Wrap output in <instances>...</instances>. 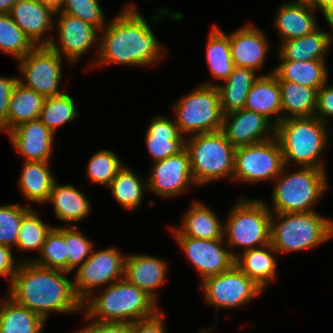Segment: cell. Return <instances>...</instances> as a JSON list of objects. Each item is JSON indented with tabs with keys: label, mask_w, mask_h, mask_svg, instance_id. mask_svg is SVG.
<instances>
[{
	"label": "cell",
	"mask_w": 333,
	"mask_h": 333,
	"mask_svg": "<svg viewBox=\"0 0 333 333\" xmlns=\"http://www.w3.org/2000/svg\"><path fill=\"white\" fill-rule=\"evenodd\" d=\"M120 12L99 32V51L92 67L122 64L154 67L166 55L148 21L133 3L125 4ZM166 49V50H165Z\"/></svg>",
	"instance_id": "cell-1"
},
{
	"label": "cell",
	"mask_w": 333,
	"mask_h": 333,
	"mask_svg": "<svg viewBox=\"0 0 333 333\" xmlns=\"http://www.w3.org/2000/svg\"><path fill=\"white\" fill-rule=\"evenodd\" d=\"M71 274L59 269L47 268L32 261L21 262L7 296L15 303L39 315L45 322L51 312L82 313V302L76 296Z\"/></svg>",
	"instance_id": "cell-2"
},
{
	"label": "cell",
	"mask_w": 333,
	"mask_h": 333,
	"mask_svg": "<svg viewBox=\"0 0 333 333\" xmlns=\"http://www.w3.org/2000/svg\"><path fill=\"white\" fill-rule=\"evenodd\" d=\"M98 290L82 302L85 320L133 323L160 310L151 296L124 278Z\"/></svg>",
	"instance_id": "cell-3"
},
{
	"label": "cell",
	"mask_w": 333,
	"mask_h": 333,
	"mask_svg": "<svg viewBox=\"0 0 333 333\" xmlns=\"http://www.w3.org/2000/svg\"><path fill=\"white\" fill-rule=\"evenodd\" d=\"M316 116L289 118L277 126V137L284 165L295 162L299 167L326 169L322 153L328 147L329 127Z\"/></svg>",
	"instance_id": "cell-4"
},
{
	"label": "cell",
	"mask_w": 333,
	"mask_h": 333,
	"mask_svg": "<svg viewBox=\"0 0 333 333\" xmlns=\"http://www.w3.org/2000/svg\"><path fill=\"white\" fill-rule=\"evenodd\" d=\"M332 237L333 220L316 211L271 213L270 244L278 254L313 249Z\"/></svg>",
	"instance_id": "cell-5"
},
{
	"label": "cell",
	"mask_w": 333,
	"mask_h": 333,
	"mask_svg": "<svg viewBox=\"0 0 333 333\" xmlns=\"http://www.w3.org/2000/svg\"><path fill=\"white\" fill-rule=\"evenodd\" d=\"M326 173L324 169L313 167H299L297 171L286 173L284 166L273 181L271 213L314 212V206L329 188Z\"/></svg>",
	"instance_id": "cell-6"
},
{
	"label": "cell",
	"mask_w": 333,
	"mask_h": 333,
	"mask_svg": "<svg viewBox=\"0 0 333 333\" xmlns=\"http://www.w3.org/2000/svg\"><path fill=\"white\" fill-rule=\"evenodd\" d=\"M185 149L196 187L220 179L233 180L235 148L221 130L186 137Z\"/></svg>",
	"instance_id": "cell-7"
},
{
	"label": "cell",
	"mask_w": 333,
	"mask_h": 333,
	"mask_svg": "<svg viewBox=\"0 0 333 333\" xmlns=\"http://www.w3.org/2000/svg\"><path fill=\"white\" fill-rule=\"evenodd\" d=\"M262 199L242 197L230 208L224 221V240L228 248L240 252L270 243L271 211Z\"/></svg>",
	"instance_id": "cell-8"
},
{
	"label": "cell",
	"mask_w": 333,
	"mask_h": 333,
	"mask_svg": "<svg viewBox=\"0 0 333 333\" xmlns=\"http://www.w3.org/2000/svg\"><path fill=\"white\" fill-rule=\"evenodd\" d=\"M172 108L173 120L185 137L222 129L223 113L216 86L200 84L175 102Z\"/></svg>",
	"instance_id": "cell-9"
},
{
	"label": "cell",
	"mask_w": 333,
	"mask_h": 333,
	"mask_svg": "<svg viewBox=\"0 0 333 333\" xmlns=\"http://www.w3.org/2000/svg\"><path fill=\"white\" fill-rule=\"evenodd\" d=\"M281 145L273 138L235 149L233 180L241 183L274 181L284 168Z\"/></svg>",
	"instance_id": "cell-10"
},
{
	"label": "cell",
	"mask_w": 333,
	"mask_h": 333,
	"mask_svg": "<svg viewBox=\"0 0 333 333\" xmlns=\"http://www.w3.org/2000/svg\"><path fill=\"white\" fill-rule=\"evenodd\" d=\"M200 283L203 299L209 306L215 307L216 319L218 309L231 310L242 307L264 291L236 265Z\"/></svg>",
	"instance_id": "cell-11"
},
{
	"label": "cell",
	"mask_w": 333,
	"mask_h": 333,
	"mask_svg": "<svg viewBox=\"0 0 333 333\" xmlns=\"http://www.w3.org/2000/svg\"><path fill=\"white\" fill-rule=\"evenodd\" d=\"M125 258L126 255L118 247L110 246L99 251L93 249L91 256L74 271L75 277L72 278L74 292L81 302L98 288L123 279Z\"/></svg>",
	"instance_id": "cell-12"
},
{
	"label": "cell",
	"mask_w": 333,
	"mask_h": 333,
	"mask_svg": "<svg viewBox=\"0 0 333 333\" xmlns=\"http://www.w3.org/2000/svg\"><path fill=\"white\" fill-rule=\"evenodd\" d=\"M63 58L49 46H35L26 56L18 59V68L24 81L19 82L44 98L65 92L60 91L63 79Z\"/></svg>",
	"instance_id": "cell-13"
},
{
	"label": "cell",
	"mask_w": 333,
	"mask_h": 333,
	"mask_svg": "<svg viewBox=\"0 0 333 333\" xmlns=\"http://www.w3.org/2000/svg\"><path fill=\"white\" fill-rule=\"evenodd\" d=\"M55 16L57 18L54 17V30L57 31L58 41L53 38L48 46L62 58L65 56L64 59L71 64L78 62L79 58L94 46L96 49L95 56H92L94 61L88 65L92 68L99 51V30L75 16L61 12L55 13Z\"/></svg>",
	"instance_id": "cell-14"
},
{
	"label": "cell",
	"mask_w": 333,
	"mask_h": 333,
	"mask_svg": "<svg viewBox=\"0 0 333 333\" xmlns=\"http://www.w3.org/2000/svg\"><path fill=\"white\" fill-rule=\"evenodd\" d=\"M176 243L185 253L201 277V282L211 276L228 271L235 265L237 252L227 248L224 239L206 240L186 236H174ZM226 246V248H225Z\"/></svg>",
	"instance_id": "cell-15"
},
{
	"label": "cell",
	"mask_w": 333,
	"mask_h": 333,
	"mask_svg": "<svg viewBox=\"0 0 333 333\" xmlns=\"http://www.w3.org/2000/svg\"><path fill=\"white\" fill-rule=\"evenodd\" d=\"M151 167V172L146 178L148 185L146 192H151L153 195L169 199L189 192L192 186H196L186 149L164 160L153 162Z\"/></svg>",
	"instance_id": "cell-16"
},
{
	"label": "cell",
	"mask_w": 333,
	"mask_h": 333,
	"mask_svg": "<svg viewBox=\"0 0 333 333\" xmlns=\"http://www.w3.org/2000/svg\"><path fill=\"white\" fill-rule=\"evenodd\" d=\"M221 131L236 149L273 138L276 126L264 115L244 108L223 115Z\"/></svg>",
	"instance_id": "cell-17"
},
{
	"label": "cell",
	"mask_w": 333,
	"mask_h": 333,
	"mask_svg": "<svg viewBox=\"0 0 333 333\" xmlns=\"http://www.w3.org/2000/svg\"><path fill=\"white\" fill-rule=\"evenodd\" d=\"M6 134L24 161L50 162L55 134L39 119L21 123Z\"/></svg>",
	"instance_id": "cell-18"
},
{
	"label": "cell",
	"mask_w": 333,
	"mask_h": 333,
	"mask_svg": "<svg viewBox=\"0 0 333 333\" xmlns=\"http://www.w3.org/2000/svg\"><path fill=\"white\" fill-rule=\"evenodd\" d=\"M262 31L258 26L249 22L229 34L230 52L234 66L250 68L256 72L264 66L269 51V42Z\"/></svg>",
	"instance_id": "cell-19"
},
{
	"label": "cell",
	"mask_w": 333,
	"mask_h": 333,
	"mask_svg": "<svg viewBox=\"0 0 333 333\" xmlns=\"http://www.w3.org/2000/svg\"><path fill=\"white\" fill-rule=\"evenodd\" d=\"M35 46H48L55 13L37 0H17L8 13Z\"/></svg>",
	"instance_id": "cell-20"
},
{
	"label": "cell",
	"mask_w": 333,
	"mask_h": 333,
	"mask_svg": "<svg viewBox=\"0 0 333 333\" xmlns=\"http://www.w3.org/2000/svg\"><path fill=\"white\" fill-rule=\"evenodd\" d=\"M168 263L162 257L148 254H127L123 278L145 291L157 303V290L165 283Z\"/></svg>",
	"instance_id": "cell-21"
},
{
	"label": "cell",
	"mask_w": 333,
	"mask_h": 333,
	"mask_svg": "<svg viewBox=\"0 0 333 333\" xmlns=\"http://www.w3.org/2000/svg\"><path fill=\"white\" fill-rule=\"evenodd\" d=\"M144 140L153 162L179 154L185 149L186 137L175 120L159 114L147 126Z\"/></svg>",
	"instance_id": "cell-22"
},
{
	"label": "cell",
	"mask_w": 333,
	"mask_h": 333,
	"mask_svg": "<svg viewBox=\"0 0 333 333\" xmlns=\"http://www.w3.org/2000/svg\"><path fill=\"white\" fill-rule=\"evenodd\" d=\"M315 12L304 0H289L279 6L272 27L282 42L303 37L320 27Z\"/></svg>",
	"instance_id": "cell-23"
},
{
	"label": "cell",
	"mask_w": 333,
	"mask_h": 333,
	"mask_svg": "<svg viewBox=\"0 0 333 333\" xmlns=\"http://www.w3.org/2000/svg\"><path fill=\"white\" fill-rule=\"evenodd\" d=\"M180 227H170L174 236L217 240L224 239V223L210 206L195 200L183 214Z\"/></svg>",
	"instance_id": "cell-24"
},
{
	"label": "cell",
	"mask_w": 333,
	"mask_h": 333,
	"mask_svg": "<svg viewBox=\"0 0 333 333\" xmlns=\"http://www.w3.org/2000/svg\"><path fill=\"white\" fill-rule=\"evenodd\" d=\"M331 31L319 29L303 37L281 42L278 50L279 60L312 61L325 60L333 45V20H326Z\"/></svg>",
	"instance_id": "cell-25"
},
{
	"label": "cell",
	"mask_w": 333,
	"mask_h": 333,
	"mask_svg": "<svg viewBox=\"0 0 333 333\" xmlns=\"http://www.w3.org/2000/svg\"><path fill=\"white\" fill-rule=\"evenodd\" d=\"M244 108L264 115L275 126L282 121L281 91L273 71L261 74L254 82L247 94Z\"/></svg>",
	"instance_id": "cell-26"
},
{
	"label": "cell",
	"mask_w": 333,
	"mask_h": 333,
	"mask_svg": "<svg viewBox=\"0 0 333 333\" xmlns=\"http://www.w3.org/2000/svg\"><path fill=\"white\" fill-rule=\"evenodd\" d=\"M255 70L234 66L232 73L224 80L223 84L207 81L202 85L216 86L223 115L244 109L247 94L259 78Z\"/></svg>",
	"instance_id": "cell-27"
},
{
	"label": "cell",
	"mask_w": 333,
	"mask_h": 333,
	"mask_svg": "<svg viewBox=\"0 0 333 333\" xmlns=\"http://www.w3.org/2000/svg\"><path fill=\"white\" fill-rule=\"evenodd\" d=\"M276 253L269 243L260 248L240 252L235 257V265L264 290L277 279Z\"/></svg>",
	"instance_id": "cell-28"
},
{
	"label": "cell",
	"mask_w": 333,
	"mask_h": 333,
	"mask_svg": "<svg viewBox=\"0 0 333 333\" xmlns=\"http://www.w3.org/2000/svg\"><path fill=\"white\" fill-rule=\"evenodd\" d=\"M48 203L53 205L57 220L68 222L66 226H74L73 222L84 220L92 210L89 199L79 188L59 184L58 181L53 185Z\"/></svg>",
	"instance_id": "cell-29"
},
{
	"label": "cell",
	"mask_w": 333,
	"mask_h": 333,
	"mask_svg": "<svg viewBox=\"0 0 333 333\" xmlns=\"http://www.w3.org/2000/svg\"><path fill=\"white\" fill-rule=\"evenodd\" d=\"M23 162L18 189L29 202L47 204L53 185L57 181L50 169V162Z\"/></svg>",
	"instance_id": "cell-30"
},
{
	"label": "cell",
	"mask_w": 333,
	"mask_h": 333,
	"mask_svg": "<svg viewBox=\"0 0 333 333\" xmlns=\"http://www.w3.org/2000/svg\"><path fill=\"white\" fill-rule=\"evenodd\" d=\"M279 61L280 63L272 69L278 81L296 82L318 91L329 79L326 60Z\"/></svg>",
	"instance_id": "cell-31"
},
{
	"label": "cell",
	"mask_w": 333,
	"mask_h": 333,
	"mask_svg": "<svg viewBox=\"0 0 333 333\" xmlns=\"http://www.w3.org/2000/svg\"><path fill=\"white\" fill-rule=\"evenodd\" d=\"M279 86L282 100V120L315 116L317 106V90L315 88L289 81H279Z\"/></svg>",
	"instance_id": "cell-32"
},
{
	"label": "cell",
	"mask_w": 333,
	"mask_h": 333,
	"mask_svg": "<svg viewBox=\"0 0 333 333\" xmlns=\"http://www.w3.org/2000/svg\"><path fill=\"white\" fill-rule=\"evenodd\" d=\"M45 321L7 295L0 298V333H42Z\"/></svg>",
	"instance_id": "cell-33"
},
{
	"label": "cell",
	"mask_w": 333,
	"mask_h": 333,
	"mask_svg": "<svg viewBox=\"0 0 333 333\" xmlns=\"http://www.w3.org/2000/svg\"><path fill=\"white\" fill-rule=\"evenodd\" d=\"M111 196L126 210H135L144 200L143 195L148 190L147 179L140 178L128 166L124 165L116 174V177L108 187Z\"/></svg>",
	"instance_id": "cell-34"
},
{
	"label": "cell",
	"mask_w": 333,
	"mask_h": 333,
	"mask_svg": "<svg viewBox=\"0 0 333 333\" xmlns=\"http://www.w3.org/2000/svg\"><path fill=\"white\" fill-rule=\"evenodd\" d=\"M206 47V63L213 79L226 80L234 68L230 52L229 34L212 25Z\"/></svg>",
	"instance_id": "cell-35"
},
{
	"label": "cell",
	"mask_w": 333,
	"mask_h": 333,
	"mask_svg": "<svg viewBox=\"0 0 333 333\" xmlns=\"http://www.w3.org/2000/svg\"><path fill=\"white\" fill-rule=\"evenodd\" d=\"M45 98L18 80L8 107V131L17 125L39 118Z\"/></svg>",
	"instance_id": "cell-36"
},
{
	"label": "cell",
	"mask_w": 333,
	"mask_h": 333,
	"mask_svg": "<svg viewBox=\"0 0 333 333\" xmlns=\"http://www.w3.org/2000/svg\"><path fill=\"white\" fill-rule=\"evenodd\" d=\"M21 262L32 261L37 265L68 272V256L66 254L65 226H54L46 235L38 257L23 258Z\"/></svg>",
	"instance_id": "cell-37"
},
{
	"label": "cell",
	"mask_w": 333,
	"mask_h": 333,
	"mask_svg": "<svg viewBox=\"0 0 333 333\" xmlns=\"http://www.w3.org/2000/svg\"><path fill=\"white\" fill-rule=\"evenodd\" d=\"M78 115L74 99L63 93L45 98L38 119L55 134L60 126L77 119Z\"/></svg>",
	"instance_id": "cell-38"
},
{
	"label": "cell",
	"mask_w": 333,
	"mask_h": 333,
	"mask_svg": "<svg viewBox=\"0 0 333 333\" xmlns=\"http://www.w3.org/2000/svg\"><path fill=\"white\" fill-rule=\"evenodd\" d=\"M35 45L24 34L8 13H0V51L18 60Z\"/></svg>",
	"instance_id": "cell-39"
},
{
	"label": "cell",
	"mask_w": 333,
	"mask_h": 333,
	"mask_svg": "<svg viewBox=\"0 0 333 333\" xmlns=\"http://www.w3.org/2000/svg\"><path fill=\"white\" fill-rule=\"evenodd\" d=\"M40 214L31 208L22 218L16 247L18 251H37L42 249L46 235L54 227L47 225L39 216Z\"/></svg>",
	"instance_id": "cell-40"
},
{
	"label": "cell",
	"mask_w": 333,
	"mask_h": 333,
	"mask_svg": "<svg viewBox=\"0 0 333 333\" xmlns=\"http://www.w3.org/2000/svg\"><path fill=\"white\" fill-rule=\"evenodd\" d=\"M115 153L110 149H101L93 154L85 171L88 180L108 188L117 172L125 165Z\"/></svg>",
	"instance_id": "cell-41"
},
{
	"label": "cell",
	"mask_w": 333,
	"mask_h": 333,
	"mask_svg": "<svg viewBox=\"0 0 333 333\" xmlns=\"http://www.w3.org/2000/svg\"><path fill=\"white\" fill-rule=\"evenodd\" d=\"M78 225H65L66 254L68 256V272L75 271L92 254L93 242L82 234Z\"/></svg>",
	"instance_id": "cell-42"
},
{
	"label": "cell",
	"mask_w": 333,
	"mask_h": 333,
	"mask_svg": "<svg viewBox=\"0 0 333 333\" xmlns=\"http://www.w3.org/2000/svg\"><path fill=\"white\" fill-rule=\"evenodd\" d=\"M30 209L17 203L0 206V245L16 246L21 220Z\"/></svg>",
	"instance_id": "cell-43"
},
{
	"label": "cell",
	"mask_w": 333,
	"mask_h": 333,
	"mask_svg": "<svg viewBox=\"0 0 333 333\" xmlns=\"http://www.w3.org/2000/svg\"><path fill=\"white\" fill-rule=\"evenodd\" d=\"M60 12L78 17L99 31L108 24L99 0H64Z\"/></svg>",
	"instance_id": "cell-44"
},
{
	"label": "cell",
	"mask_w": 333,
	"mask_h": 333,
	"mask_svg": "<svg viewBox=\"0 0 333 333\" xmlns=\"http://www.w3.org/2000/svg\"><path fill=\"white\" fill-rule=\"evenodd\" d=\"M17 77L0 76V132H8V107Z\"/></svg>",
	"instance_id": "cell-45"
},
{
	"label": "cell",
	"mask_w": 333,
	"mask_h": 333,
	"mask_svg": "<svg viewBox=\"0 0 333 333\" xmlns=\"http://www.w3.org/2000/svg\"><path fill=\"white\" fill-rule=\"evenodd\" d=\"M315 116L326 124L333 117V85L329 86L327 82L317 91Z\"/></svg>",
	"instance_id": "cell-46"
},
{
	"label": "cell",
	"mask_w": 333,
	"mask_h": 333,
	"mask_svg": "<svg viewBox=\"0 0 333 333\" xmlns=\"http://www.w3.org/2000/svg\"><path fill=\"white\" fill-rule=\"evenodd\" d=\"M75 333H132V323L90 321Z\"/></svg>",
	"instance_id": "cell-47"
},
{
	"label": "cell",
	"mask_w": 333,
	"mask_h": 333,
	"mask_svg": "<svg viewBox=\"0 0 333 333\" xmlns=\"http://www.w3.org/2000/svg\"><path fill=\"white\" fill-rule=\"evenodd\" d=\"M164 312L161 309L152 317L132 323V333H166Z\"/></svg>",
	"instance_id": "cell-48"
},
{
	"label": "cell",
	"mask_w": 333,
	"mask_h": 333,
	"mask_svg": "<svg viewBox=\"0 0 333 333\" xmlns=\"http://www.w3.org/2000/svg\"><path fill=\"white\" fill-rule=\"evenodd\" d=\"M20 263V260L15 261L10 247L0 245V277L4 276L8 285L12 282Z\"/></svg>",
	"instance_id": "cell-49"
},
{
	"label": "cell",
	"mask_w": 333,
	"mask_h": 333,
	"mask_svg": "<svg viewBox=\"0 0 333 333\" xmlns=\"http://www.w3.org/2000/svg\"><path fill=\"white\" fill-rule=\"evenodd\" d=\"M316 12L320 10L325 20H333V0H304Z\"/></svg>",
	"instance_id": "cell-50"
},
{
	"label": "cell",
	"mask_w": 333,
	"mask_h": 333,
	"mask_svg": "<svg viewBox=\"0 0 333 333\" xmlns=\"http://www.w3.org/2000/svg\"><path fill=\"white\" fill-rule=\"evenodd\" d=\"M43 6L50 8L54 13L60 12L64 0H37Z\"/></svg>",
	"instance_id": "cell-51"
},
{
	"label": "cell",
	"mask_w": 333,
	"mask_h": 333,
	"mask_svg": "<svg viewBox=\"0 0 333 333\" xmlns=\"http://www.w3.org/2000/svg\"><path fill=\"white\" fill-rule=\"evenodd\" d=\"M17 0H0V13H9Z\"/></svg>",
	"instance_id": "cell-52"
},
{
	"label": "cell",
	"mask_w": 333,
	"mask_h": 333,
	"mask_svg": "<svg viewBox=\"0 0 333 333\" xmlns=\"http://www.w3.org/2000/svg\"><path fill=\"white\" fill-rule=\"evenodd\" d=\"M214 327H215V325L214 326H212V327H210V328H207V329H202L201 331H199L198 333H209L211 330H213L214 329Z\"/></svg>",
	"instance_id": "cell-53"
}]
</instances>
